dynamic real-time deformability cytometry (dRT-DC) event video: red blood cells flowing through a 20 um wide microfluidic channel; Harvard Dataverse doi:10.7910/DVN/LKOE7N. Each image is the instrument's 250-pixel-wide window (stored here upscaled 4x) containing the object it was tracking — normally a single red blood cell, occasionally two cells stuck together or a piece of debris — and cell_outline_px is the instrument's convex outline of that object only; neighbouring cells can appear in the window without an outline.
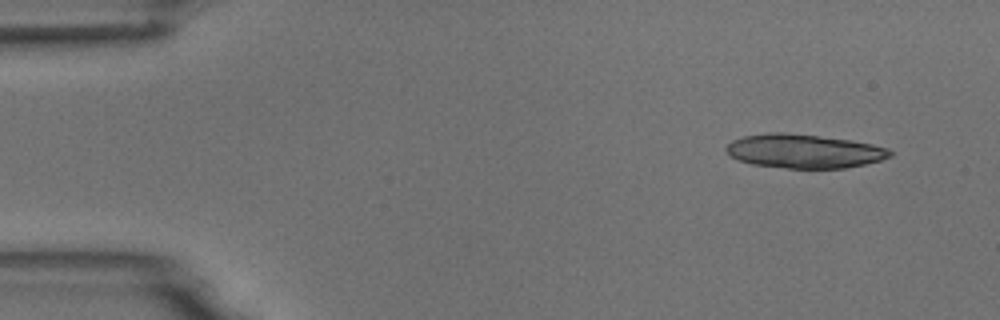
{"species": "common noctule bat (a hibernating species)", "species_latin": "Nyctalus noctula", "temperature_condition": "room temperature", "stored_images_in_passage": 7, "camera_frame_rate_fps": 3000, "um_per_image_px": 0.085, "animal": {"sex": "male", "body_mass_g": 18.8}, "frame": {"image": 1, "passage_image": 1, "time_ms": 0.0, "image_size_px": [1000, 320], "cell_outline_px": [[892, 156], [880, 160], [864, 164], [844, 168], [788, 168], [752, 164], [736, 160], [724, 148], [732, 140], [744, 136], [772, 132], [784, 132], [848, 140], [872, 144], [888, 148], [892, 152]], "centroid_in_image_um": [68.32, 12.85], "position_along_channel_um": 16.7, "area_um2": 32.08}}
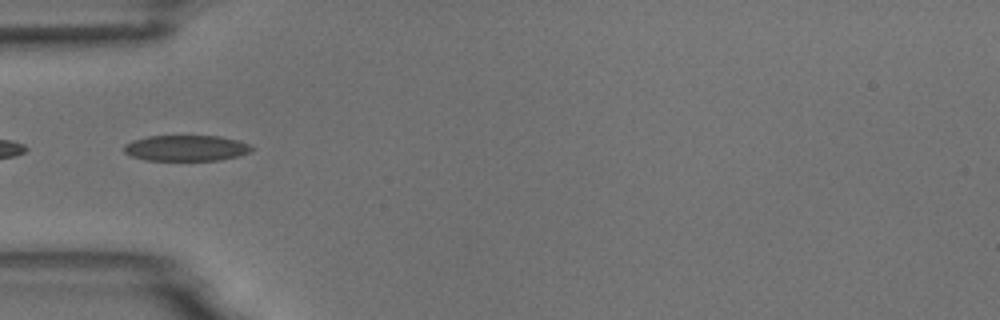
{"frame": {"image": 2, "passage_image": 4, "time_ms": 4.333, "image_size_px": [1000, 320], "cell_outline_px": [[252, 152], [240, 156], [220, 160], [144, 160], [132, 156], [124, 152], [124, 144], [132, 140], [148, 136], [220, 136], [236, 140], [248, 144], [252, 148]], "centroid_in_image_um": [15.82, 12.59], "position_along_channel_um": 69.2, "area_um2": 19.25}}